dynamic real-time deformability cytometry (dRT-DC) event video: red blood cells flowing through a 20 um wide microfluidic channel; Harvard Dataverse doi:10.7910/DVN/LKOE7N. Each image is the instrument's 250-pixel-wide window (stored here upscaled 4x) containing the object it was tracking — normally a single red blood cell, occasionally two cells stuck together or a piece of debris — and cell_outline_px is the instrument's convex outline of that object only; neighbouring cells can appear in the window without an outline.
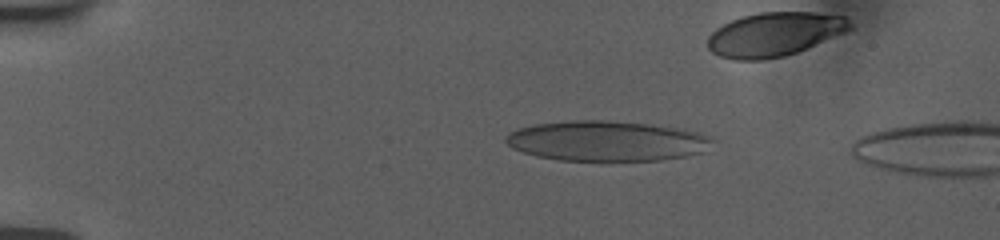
{"species": "human", "species_latin": "Homo sapiens", "temperature_condition": "room temperature", "stored_images_in_passage": 82, "camera_frame_rate_fps": 3000, "um_per_image_px": 0.085, "donor": {"sex": "female"}, "frame": {"image": 1, "passage_image": 17, "time_ms": 3.333, "image_size_px": [1000, 240], "cell_outline_px": [[716, 140], [704, 152], [688, 156], [660, 160], [560, 160], [536, 156], [512, 148], [504, 140], [508, 132], [516, 128], [536, 124], [572, 120], [604, 120], [648, 124], [684, 128], [712, 136]], "centroid_in_image_um": [51.61, 11.97], "position_along_channel_um": 33.4, "area_um2": 48.73}}
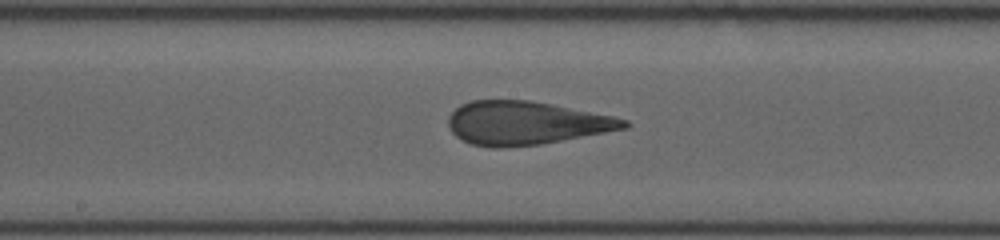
{"frame": {"image": 2, "passage_image": 53, "time_ms": 9.667, "image_size_px": [1000, 240], "cell_outline_px": [[632, 124], [628, 128], [540, 144], [504, 148], [492, 148], [472, 144], [456, 136], [448, 128], [448, 116], [460, 104], [472, 100], [528, 100], [552, 104], [612, 116], [628, 120]], "centroid_in_image_um": [44.68, 10.46], "position_along_channel_um": 203.5, "area_um2": 44.45}}
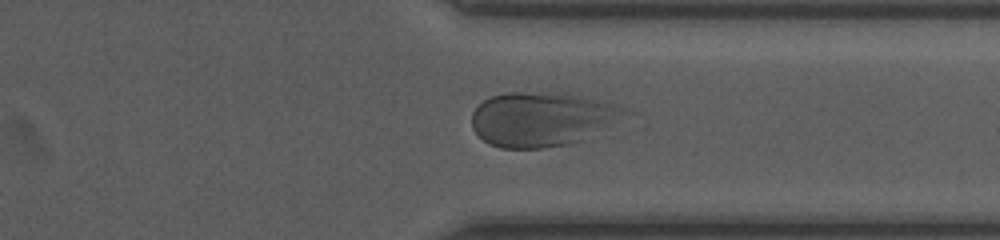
{"frame": {"image": 3, "passage_image": 73, "time_ms": 14.0, "image_size_px": [1000, 240], "cell_outline_px": [[620, 112], [584, 140], [572, 144], [544, 148], [500, 148], [488, 144], [472, 128], [472, 112], [484, 100], [492, 96], [508, 92], [560, 92], [584, 96], [620, 108]], "centroid_in_image_um": [45.84, 10.13], "position_along_channel_um": 365.6, "area_um2": 46.93}}